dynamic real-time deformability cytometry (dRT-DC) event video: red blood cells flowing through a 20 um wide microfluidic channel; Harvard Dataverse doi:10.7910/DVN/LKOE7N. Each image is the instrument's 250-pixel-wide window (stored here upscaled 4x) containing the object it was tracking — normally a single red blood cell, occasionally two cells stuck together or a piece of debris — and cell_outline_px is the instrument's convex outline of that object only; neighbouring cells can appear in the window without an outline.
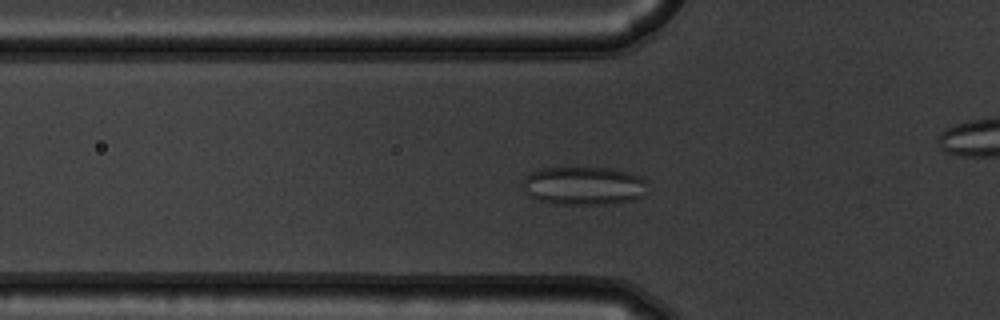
{"species": "common noctule bat (a hibernating species)", "species_latin": "Nyctalus noctula", "temperature_condition": "warm", "stored_images_in_passage": 43, "camera_frame_rate_fps": 3000, "um_per_image_px": 0.085, "animal": {"sex": "male", "body_mass_g": 19.5, "forearm_length_mm": 54.6}, "frame": {"image": 1, "passage_image": 6, "time_ms": 1.667, "image_size_px": [1000, 320], "cell_outline_px": [[644, 196], [632, 200], [604, 204], [556, 204], [540, 200], [528, 196], [520, 184], [524, 176], [540, 168], [608, 168], [628, 172], [640, 176], [644, 180]], "centroid_in_image_um": [49.54, 15.79], "position_along_channel_um": 76.3, "area_um2": 27.86}}
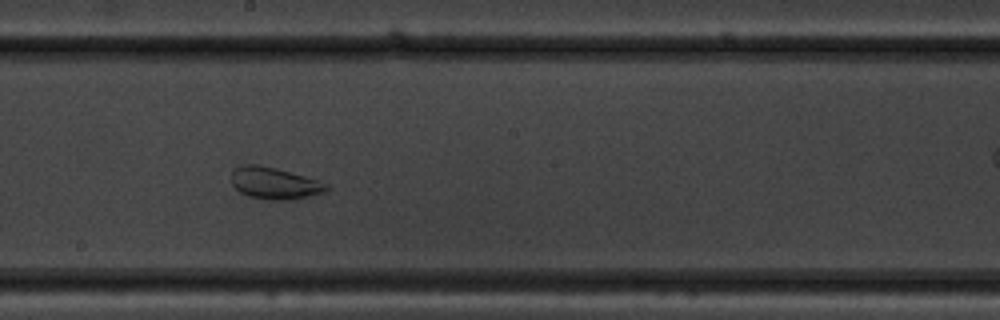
{"frame": {"image": 2, "passage_image": 18, "time_ms": 5.667, "image_size_px": [1000, 320], "cell_outline_px": [[328, 188], [324, 192], [292, 200], [268, 200], [248, 196], [240, 192], [232, 184], [232, 172], [236, 168], [244, 164], [260, 164], [276, 168], [320, 180], [328, 184]], "centroid_in_image_um": [23.34, 15.57], "position_along_channel_um": 224.9, "area_um2": 17.69}}
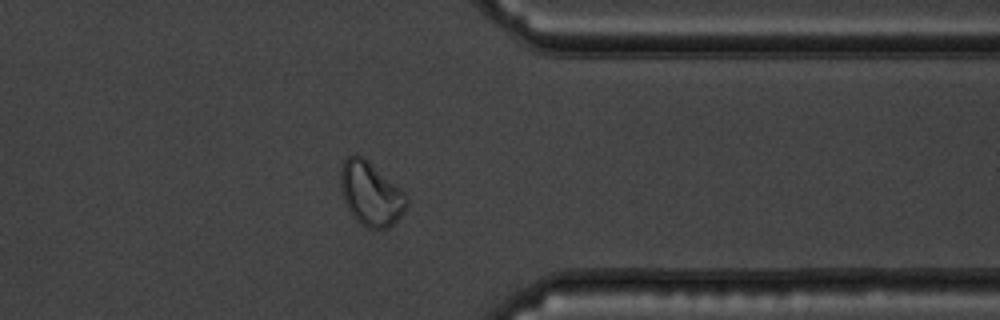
{"frame": {"image": 3, "passage_image": 31, "time_ms": 10.0, "image_size_px": [1000, 320], "cell_outline_px": [[408, 204], [404, 212], [388, 228], [364, 228], [352, 216], [344, 200], [340, 188], [340, 168], [344, 160], [348, 156], [356, 152], [364, 156], [400, 188], [408, 196]], "centroid_in_image_um": [31.5, 16.44], "position_along_channel_um": 379.9, "area_um2": 24.91}, "authors_computed_cell_mechanics": {"area_um2": 24.5072, "velocity_mm_per_s": 3.7053, "shape_relaxation_time_tau1_ms": null, "shape_relaxation_time_tau2_ms": 1.1865, "deformation_change_tau1": null, "deformation_change_tau2": 0.0725}}